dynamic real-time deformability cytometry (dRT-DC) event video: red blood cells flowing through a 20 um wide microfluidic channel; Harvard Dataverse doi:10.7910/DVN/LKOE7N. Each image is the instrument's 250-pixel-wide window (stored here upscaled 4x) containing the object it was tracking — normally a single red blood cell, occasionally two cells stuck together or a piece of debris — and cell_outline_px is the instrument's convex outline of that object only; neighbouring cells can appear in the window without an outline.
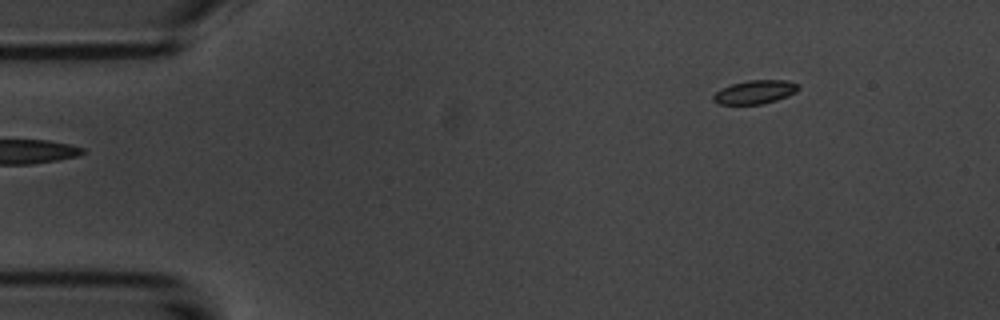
{"species": "common noctule bat (a hibernating species)", "species_latin": "Nyctalus noctula", "temperature_condition": "room temperature", "stored_images_in_passage": 2, "camera_frame_rate_fps": 3000, "um_per_image_px": 0.085, "animal": {"sex": "male", "body_mass_g": 20.1, "forearm_length_mm": 53.5}, "frame": {"image": 1, "passage_image": 2, "time_ms": 1.0, "image_size_px": [1000, 320], "cell_outline_px": [[800, 88], [796, 92], [788, 96], [776, 100], [760, 104], [716, 104], [712, 100], [712, 96], [720, 88], [732, 84], [748, 80], [784, 80], [800, 84]], "centroid_in_image_um": [64.16, 7.82], "position_along_channel_um": 20.8, "area_um2": 11.79}}